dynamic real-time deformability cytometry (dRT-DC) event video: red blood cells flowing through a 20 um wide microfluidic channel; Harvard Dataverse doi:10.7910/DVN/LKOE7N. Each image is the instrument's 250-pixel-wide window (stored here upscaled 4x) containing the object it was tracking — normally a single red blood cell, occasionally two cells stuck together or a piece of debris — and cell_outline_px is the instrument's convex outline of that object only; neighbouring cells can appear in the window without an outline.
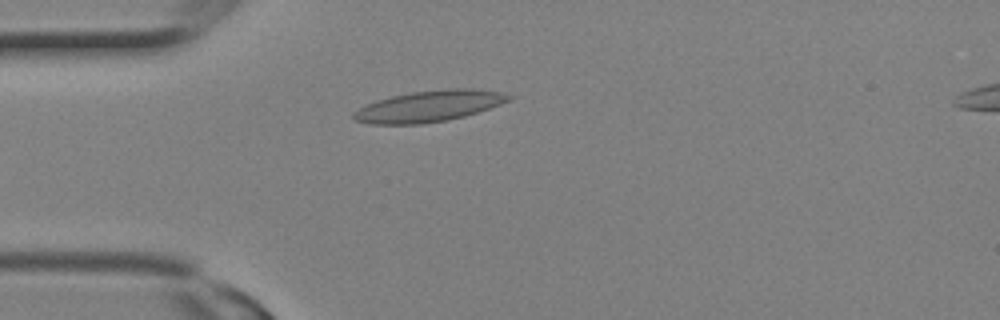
{"species": "Egyptian fruit bat (a non-hibernating species)", "species_latin": "Rousettus aegyptiacus", "temperature_condition": "room temperature", "stored_images_in_passage": 3, "segment_of_instrument_passage": [1, 2], "camera_frame_rate_fps": 3000, "um_per_image_px": 0.085, "animal": {"sex": "female"}, "frame": {"image": 1, "passage_image": 2, "time_ms": 0.333, "image_size_px": [1000, 320], "cell_outline_px": [[512, 100], [464, 116], [448, 120], [420, 124], [372, 124], [356, 120], [352, 116], [352, 112], [376, 100], [392, 96], [412, 92], [448, 88], [472, 88], [500, 92], [512, 96]], "centroid_in_image_um": [36.47, 9.02], "position_along_channel_um": 48.5, "area_um2": 27.98}}